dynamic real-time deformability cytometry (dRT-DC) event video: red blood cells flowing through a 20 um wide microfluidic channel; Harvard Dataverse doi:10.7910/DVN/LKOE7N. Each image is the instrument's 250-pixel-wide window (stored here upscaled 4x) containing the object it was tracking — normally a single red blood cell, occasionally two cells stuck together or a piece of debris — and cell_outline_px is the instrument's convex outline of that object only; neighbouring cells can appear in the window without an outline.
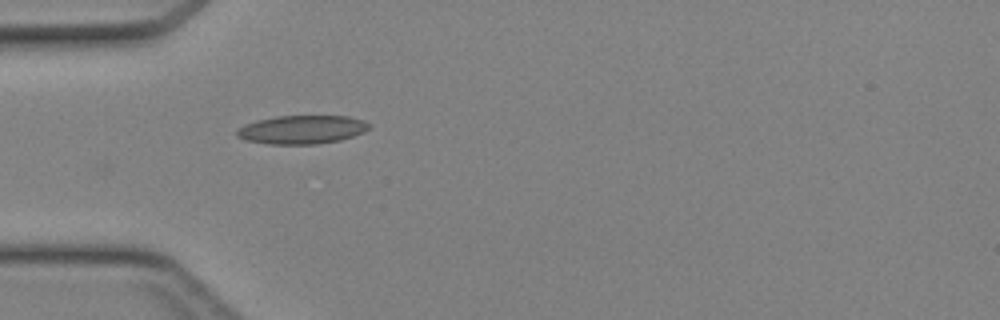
{"species": "Egyptian fruit bat (a non-hibernating species)", "species_latin": "Rousettus aegyptiacus", "temperature_condition": "cold", "stored_images_in_passage": 29, "camera_frame_rate_fps": 3000, "um_per_image_px": 0.085, "animal": {"sex": "female"}, "frame": {"image": 1, "passage_image": 1, "time_ms": 0.0, "image_size_px": [1000, 320], "cell_outline_px": [[372, 124], [364, 132], [340, 140], [316, 144], [268, 144], [244, 140], [236, 136], [236, 128], [244, 124], [256, 120], [276, 116], [348, 116], [364, 120]], "centroid_in_image_um": [25.63, 11.01], "position_along_channel_um": 59.4, "area_um2": 22.2}}
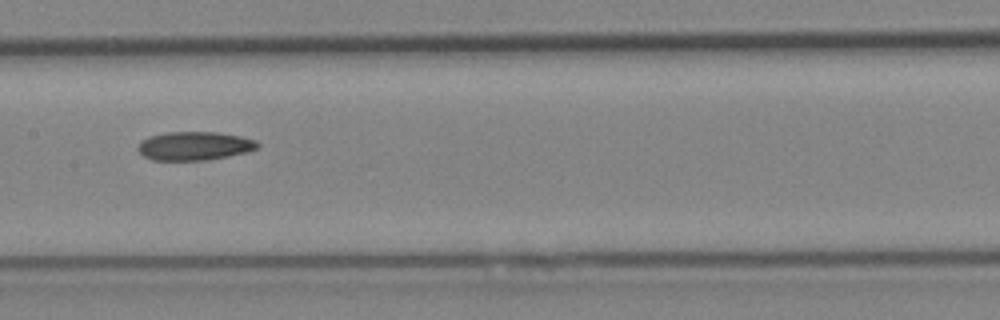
{"frame": {"image": 2, "passage_image": 10, "time_ms": 3.0, "image_size_px": [1000, 320], "cell_outline_px": [[260, 144], [256, 148], [244, 152], [228, 156], [204, 160], [152, 160], [144, 156], [136, 148], [140, 140], [148, 136], [168, 132], [216, 132], [240, 136], [256, 140]], "centroid_in_image_um": [16.47, 12.39], "position_along_channel_um": 190.9, "area_um2": 19.88}}
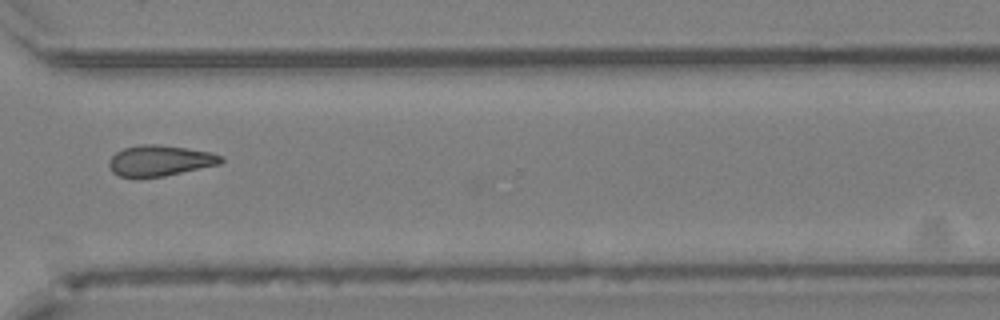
{"frame": {"image": 3, "passage_image": 21, "time_ms": 6.667, "image_size_px": [1000, 320], "cell_outline_px": [[224, 160], [220, 164], [164, 176], [120, 176], [112, 172], [108, 164], [108, 160], [116, 152], [124, 148], [140, 144], [156, 144], [212, 152], [224, 156]], "centroid_in_image_um": [13.61, 13.64], "position_along_channel_um": 357.0, "area_um2": 19.88}}